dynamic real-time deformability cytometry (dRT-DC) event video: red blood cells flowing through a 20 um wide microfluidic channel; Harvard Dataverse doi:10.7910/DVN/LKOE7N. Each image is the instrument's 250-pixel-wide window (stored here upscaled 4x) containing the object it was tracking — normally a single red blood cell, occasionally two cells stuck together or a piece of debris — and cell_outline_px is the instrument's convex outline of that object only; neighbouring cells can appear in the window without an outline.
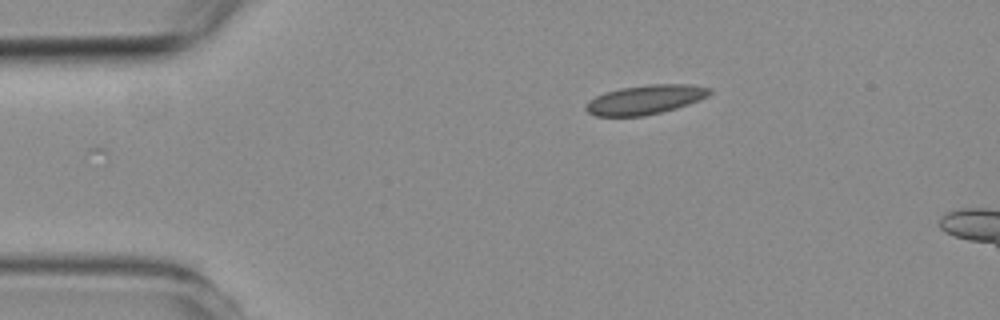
{"species": "common noctule bat (a hibernating species)", "species_latin": "Nyctalus noctula", "temperature_condition": "room temperature", "stored_images_in_passage": 3, "camera_frame_rate_fps": 3000, "um_per_image_px": 0.085, "animal": {"sex": "female", "body_mass_g": 19.3, "forearm_length_mm": 54.1}, "frame": {"image": 1, "passage_image": 3, "time_ms": 2.333, "image_size_px": [1000, 320], "cell_outline_px": [[712, 92], [708, 96], [688, 104], [676, 108], [644, 116], [596, 116], [588, 112], [584, 108], [588, 100], [604, 92], [620, 88], [648, 84], [688, 84], [712, 88]], "centroid_in_image_um": [54.83, 8.46], "position_along_channel_um": 30.2, "area_um2": 21.15}}